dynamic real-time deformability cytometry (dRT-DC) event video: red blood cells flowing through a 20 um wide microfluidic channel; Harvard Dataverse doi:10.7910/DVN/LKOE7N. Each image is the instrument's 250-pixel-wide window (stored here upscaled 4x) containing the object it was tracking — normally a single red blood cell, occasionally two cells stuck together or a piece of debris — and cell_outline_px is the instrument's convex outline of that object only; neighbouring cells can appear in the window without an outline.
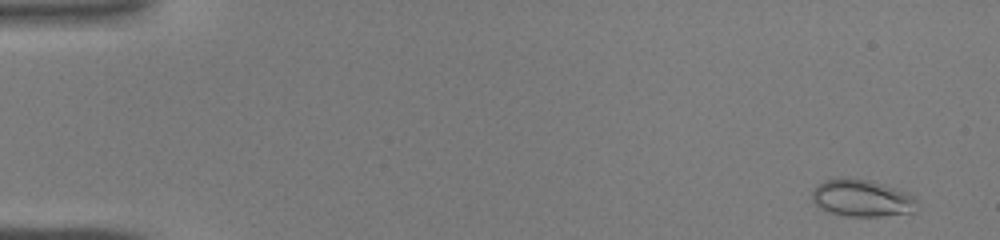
{"species": "common noctule bat (a hibernating species)", "species_latin": "Nyctalus noctula", "temperature_condition": "warm", "stored_images_in_passage": 45, "camera_frame_rate_fps": 3000, "um_per_image_px": 0.085, "animal": {"sex": "male", "body_mass_g": 19.0, "forearm_length_mm": 50.8}, "frame": {"image": 1, "passage_image": 3, "time_ms": 0.667, "image_size_px": [1000, 240], "cell_outline_px": [[916, 200], [912, 212], [880, 216], [848, 216], [828, 212], [820, 208], [812, 200], [812, 188], [816, 184], [824, 180], [844, 176], [868, 180], [884, 184], [908, 192]], "centroid_in_image_um": [73.18, 16.81], "position_along_channel_um": 11.8, "area_um2": 22.77}}
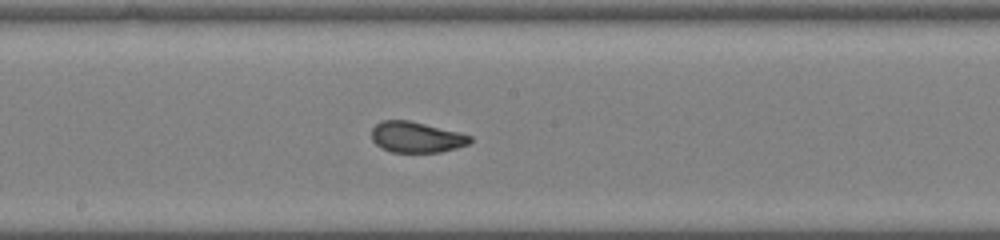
{"frame": {"image": 2, "passage_image": 25, "time_ms": 8.0, "image_size_px": [1000, 240], "cell_outline_px": [[472, 140], [468, 144], [456, 148], [440, 152], [392, 152], [380, 148], [372, 140], [372, 128], [380, 120], [408, 120], [460, 132], [472, 136]], "centroid_in_image_um": [35.38, 11.65], "position_along_channel_um": 212.8, "area_um2": 17.74}}
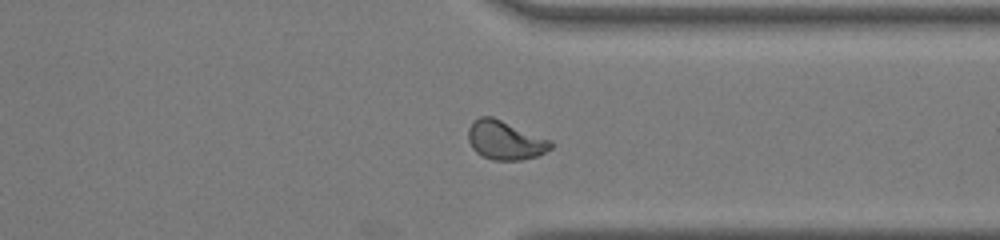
{"frame": {"image": 3, "passage_image": 35, "time_ms": 11.333, "image_size_px": [1000, 240], "cell_outline_px": [[556, 144], [552, 148], [536, 156], [520, 160], [492, 160], [480, 156], [472, 148], [468, 140], [468, 128], [480, 116], [492, 116], [552, 140]], "centroid_in_image_um": [42.95, 11.93], "position_along_channel_um": 368.4, "area_um2": 18.84}}